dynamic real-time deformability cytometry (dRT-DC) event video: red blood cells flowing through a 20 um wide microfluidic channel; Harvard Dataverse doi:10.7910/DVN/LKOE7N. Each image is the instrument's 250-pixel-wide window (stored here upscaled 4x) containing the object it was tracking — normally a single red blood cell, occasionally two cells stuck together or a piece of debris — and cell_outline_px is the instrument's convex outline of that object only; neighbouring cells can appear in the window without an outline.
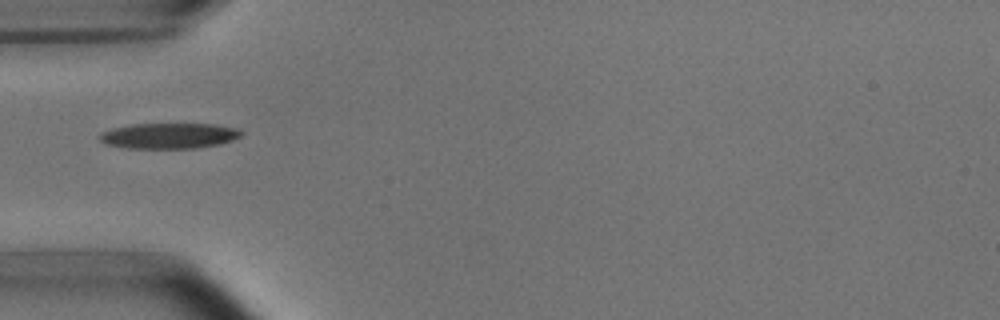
{"species": "common noctule bat (a hibernating species)", "species_latin": "Nyctalus noctula", "temperature_condition": "room temperature", "stored_images_in_passage": 37, "camera_frame_rate_fps": 3000, "um_per_image_px": 0.085, "animal": {"sex": "male", "body_mass_g": 15.6}, "frame": {"image": 1, "passage_image": 1, "time_ms": 0.0, "image_size_px": [1000, 320], "cell_outline_px": [[244, 132], [240, 136], [232, 140], [220, 144], [196, 148], [128, 148], [104, 144], [96, 136], [100, 132], [112, 128], [132, 124], [216, 124], [236, 128]], "centroid_in_image_um": [14.33, 11.54], "position_along_channel_um": 70.7, "area_um2": 21.27}}
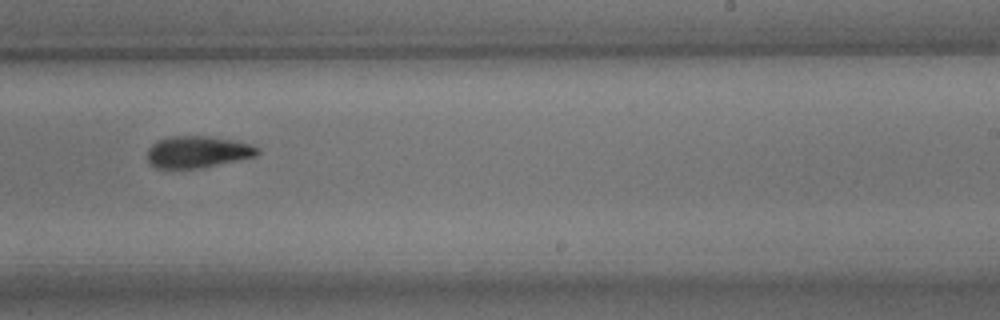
{"frame": {"image": 2, "passage_image": 17, "time_ms": 5.333, "image_size_px": [1000, 320], "cell_outline_px": [[260, 152], [256, 156], [200, 168], [156, 168], [148, 160], [148, 148], [152, 144], [168, 136], [208, 136], [232, 140], [252, 144], [260, 148]], "centroid_in_image_um": [16.82, 12.9], "position_along_channel_um": 272.2, "area_um2": 20.29}}
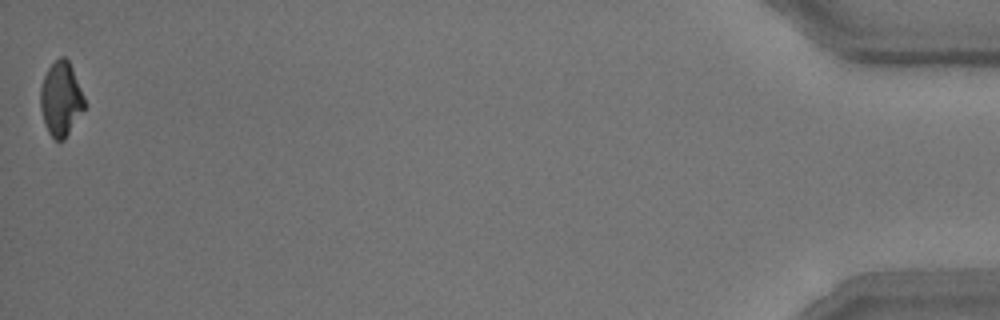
{"frame": {"image": 3, "passage_image": 37, "time_ms": 12.0, "image_size_px": [1000, 320], "cell_outline_px": [[88, 104], [64, 140], [56, 140], [48, 132], [40, 108], [40, 88], [44, 76], [48, 68], [60, 56], [64, 56], [68, 60], [72, 68]], "centroid_in_image_um": [5.2, 8.41], "position_along_channel_um": 430.0, "area_um2": 19.13}, "authors_computed_cell_mechanics": {"area_um2": 20.7502, "velocity_mm_per_s": 3.7664, "shape_relaxation_time_tau1_ms": 3.458, "shape_relaxation_time_tau2_ms": 2.4358, "deformation_change_tau1": 0.145, "deformation_change_tau2": 0.0949}}